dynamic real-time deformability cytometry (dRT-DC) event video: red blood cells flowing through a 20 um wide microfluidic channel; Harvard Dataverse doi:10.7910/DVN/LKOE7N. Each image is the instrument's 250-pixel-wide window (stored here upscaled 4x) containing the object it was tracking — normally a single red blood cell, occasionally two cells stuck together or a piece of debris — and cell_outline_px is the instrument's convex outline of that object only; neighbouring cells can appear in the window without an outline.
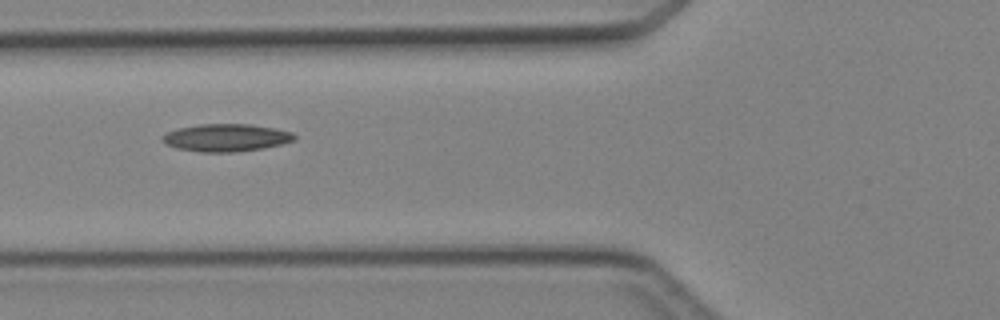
{"species": "Egyptian fruit bat (a non-hibernating species)", "species_latin": "Rousettus aegyptiacus", "temperature_condition": "cold", "stored_images_in_passage": 6, "camera_frame_rate_fps": 3000, "um_per_image_px": 0.085, "animal": {"sex": "female"}, "frame": {"image": 1, "passage_image": 6, "time_ms": 6.667, "image_size_px": [1000, 320], "cell_outline_px": [[296, 140], [284, 144], [264, 148], [236, 152], [200, 152], [176, 148], [164, 144], [160, 136], [176, 128], [200, 124], [248, 124], [276, 128], [292, 132], [296, 136]], "centroid_in_image_um": [19.22, 11.7], "position_along_channel_um": 106.6, "area_um2": 21.5}}